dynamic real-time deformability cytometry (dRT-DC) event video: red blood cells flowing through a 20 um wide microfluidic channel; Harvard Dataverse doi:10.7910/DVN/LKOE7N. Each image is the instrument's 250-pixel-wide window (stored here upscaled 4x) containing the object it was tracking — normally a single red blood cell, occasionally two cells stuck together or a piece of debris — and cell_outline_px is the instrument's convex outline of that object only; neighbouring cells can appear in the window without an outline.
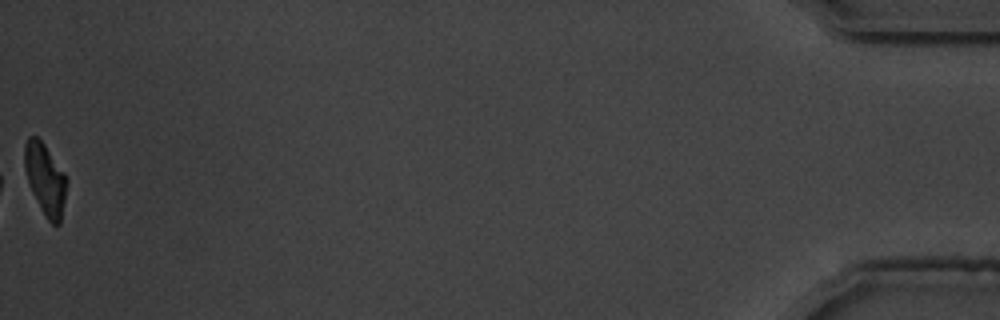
{"species": "common noctule bat (a hibernating species)", "species_latin": "Nyctalus noctula", "temperature_condition": "warm", "stored_images_in_passage": 56, "camera_frame_rate_fps": 3000, "um_per_image_px": 0.085, "animal": {"sex": "male", "body_mass_g": 19.5, "forearm_length_mm": 54.6}, "frame": {"image": 1, "passage_image": 56, "time_ms": 18.333, "image_size_px": [1000, 320], "cell_outline_px": [[68, 180], [60, 224], [52, 224], [48, 220], [32, 192], [28, 184], [24, 168], [24, 144], [28, 136], [36, 136], [44, 144], [64, 172]], "centroid_in_image_um": [3.84, 15.2], "position_along_channel_um": 431.4, "area_um2": 17.46}, "authors_computed_cell_mechanics": {"area_um2": 19.5364, "velocity_mm_per_s": 3.5785, "shape_relaxation_time_tau1_ms": 2.7745, "shape_relaxation_time_tau2_ms": 2.3135, "deformation_change_tau1": 0.1521, "deformation_change_tau2": 0.0868}}